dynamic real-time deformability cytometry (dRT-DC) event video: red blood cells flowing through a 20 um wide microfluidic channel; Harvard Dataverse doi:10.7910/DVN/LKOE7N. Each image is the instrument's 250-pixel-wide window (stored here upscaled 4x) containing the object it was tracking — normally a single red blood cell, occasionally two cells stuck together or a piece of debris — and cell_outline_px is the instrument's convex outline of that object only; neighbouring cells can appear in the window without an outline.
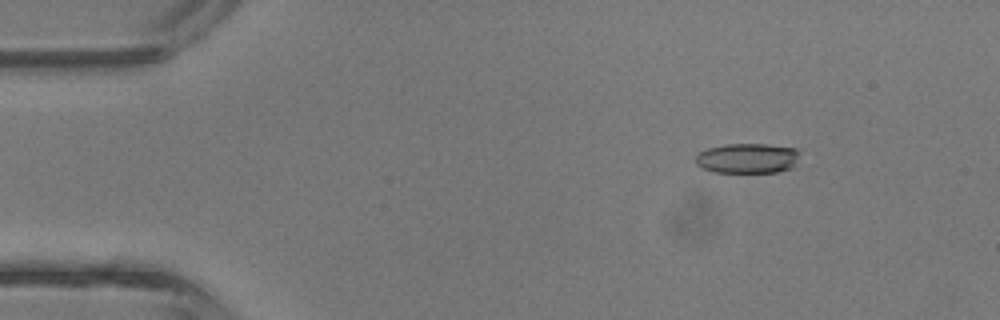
{"species": "common noctule bat (a hibernating species)", "species_latin": "Nyctalus noctula", "temperature_condition": "room temperature", "stored_images_in_passage": 43, "segment_of_instrument_passage": [1, 2], "camera_frame_rate_fps": 3000, "um_per_image_px": 0.085, "animal": {"sex": "male", "body_mass_g": 13.3}, "frame": {"image": 1, "passage_image": 5, "time_ms": 1.333, "image_size_px": [1000, 320], "cell_outline_px": [[800, 152], [796, 168], [780, 172], [712, 172], [700, 168], [696, 164], [696, 156], [700, 152], [708, 148], [724, 144], [768, 144], [796, 148]], "centroid_in_image_um": [63.59, 13.46], "position_along_channel_um": 21.4, "area_um2": 18.67}}
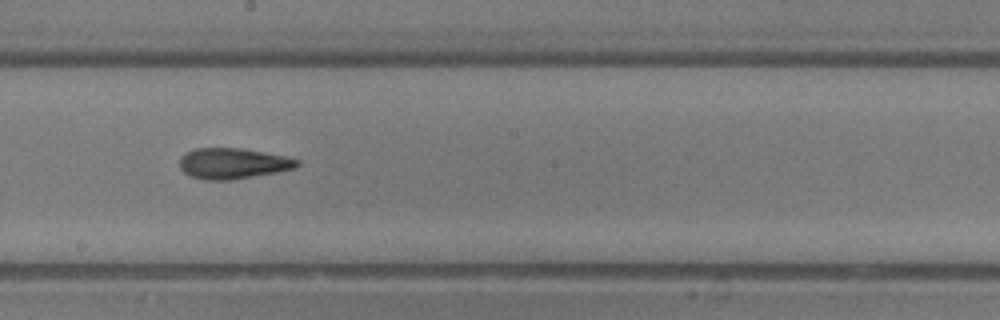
{"frame": {"image": 2, "passage_image": 23, "time_ms": 7.333, "image_size_px": [1000, 320], "cell_outline_px": [[300, 164], [296, 168], [276, 172], [228, 180], [204, 180], [192, 176], [184, 172], [180, 168], [180, 156], [196, 148], [240, 148], [284, 156], [300, 160]], "centroid_in_image_um": [19.79, 13.89], "position_along_channel_um": 228.4, "area_um2": 20.81}}
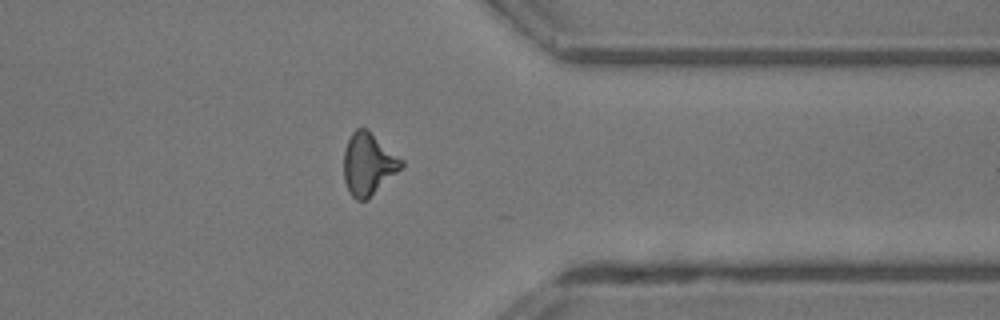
{"frame": {"image": 3, "passage_image": 33, "time_ms": 10.667, "image_size_px": [1000, 320], "cell_outline_px": [[404, 164], [368, 200], [356, 200], [348, 192], [344, 180], [344, 152], [348, 140], [352, 132], [356, 128], [368, 128], [404, 160]], "centroid_in_image_um": [31.3, 13.93], "position_along_channel_um": 380.1, "area_um2": 20.92}}